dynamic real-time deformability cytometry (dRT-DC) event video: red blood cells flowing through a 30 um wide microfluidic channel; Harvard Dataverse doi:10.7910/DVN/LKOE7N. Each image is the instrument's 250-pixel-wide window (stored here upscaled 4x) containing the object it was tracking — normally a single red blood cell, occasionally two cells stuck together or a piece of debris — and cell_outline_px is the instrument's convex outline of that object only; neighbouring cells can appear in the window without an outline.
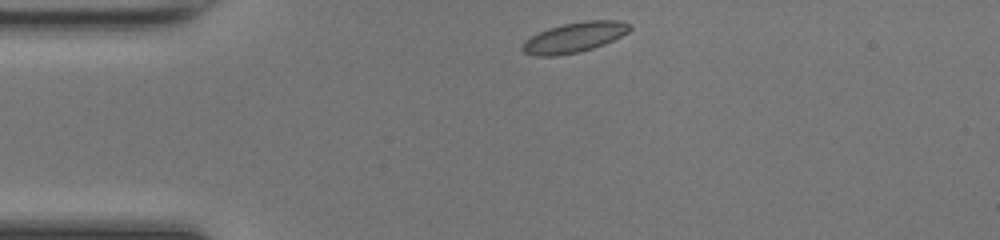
{"species": "common noctule bat (a hibernating species)", "species_latin": "Nyctalus noctula", "temperature_condition": "room temperature", "stored_images_in_passage": 39, "camera_frame_rate_fps": 3000, "um_per_image_px": 0.085, "animal": {"sex": "female", "body_mass_g": 17.0, "forearm_length_mm": 48.0}, "frame": {"image": 1, "passage_image": 1, "time_ms": 0.0, "image_size_px": [1000, 240], "cell_outline_px": [[632, 28], [628, 32], [604, 44], [580, 52], [556, 56], [536, 56], [524, 52], [520, 48], [524, 40], [548, 28], [564, 24], [584, 20], [620, 20], [632, 24]], "centroid_in_image_um": [48.83, 3.17], "position_along_channel_um": 36.2, "area_um2": 18.9}}
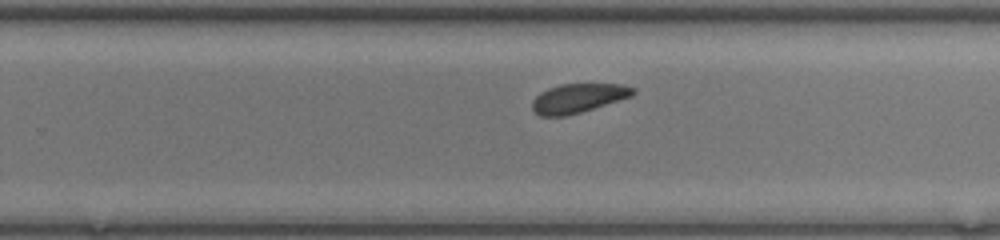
{"frame": {"image": 2, "passage_image": 21, "time_ms": 6.667, "image_size_px": [1000, 240], "cell_outline_px": [[636, 92], [632, 96], [580, 112], [564, 116], [540, 116], [532, 108], [532, 100], [540, 92], [548, 88], [560, 84], [624, 84], [636, 88]], "centroid_in_image_um": [49.15, 8.33], "position_along_channel_um": 280.7, "area_um2": 17.05}}
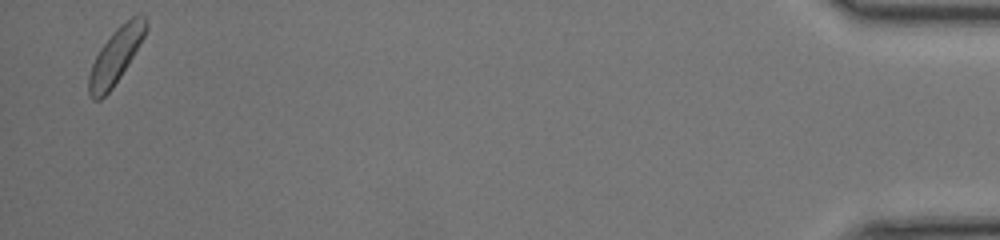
{"frame": {"image": 3, "passage_image": 38, "time_ms": 12.333, "image_size_px": [1000, 240], "cell_outline_px": [[148, 28], [144, 36], [128, 64], [112, 88], [100, 100], [92, 100], [88, 92], [88, 76], [92, 64], [100, 48], [112, 32], [120, 24], [132, 16], [140, 12], [144, 16], [148, 24]], "centroid_in_image_um": [9.83, 4.72], "position_along_channel_um": 425.4, "area_um2": 18.32}, "authors_computed_cell_mechanics": {"area_um2": 17.7446, "velocity_mm_per_s": 4.2331, "shape_relaxation_time_tau1_ms": 1.4256, "shape_relaxation_time_tau2_ms": 5.0705, "deformation_change_tau1": 0.0752, "deformation_change_tau2": 0.1045}}